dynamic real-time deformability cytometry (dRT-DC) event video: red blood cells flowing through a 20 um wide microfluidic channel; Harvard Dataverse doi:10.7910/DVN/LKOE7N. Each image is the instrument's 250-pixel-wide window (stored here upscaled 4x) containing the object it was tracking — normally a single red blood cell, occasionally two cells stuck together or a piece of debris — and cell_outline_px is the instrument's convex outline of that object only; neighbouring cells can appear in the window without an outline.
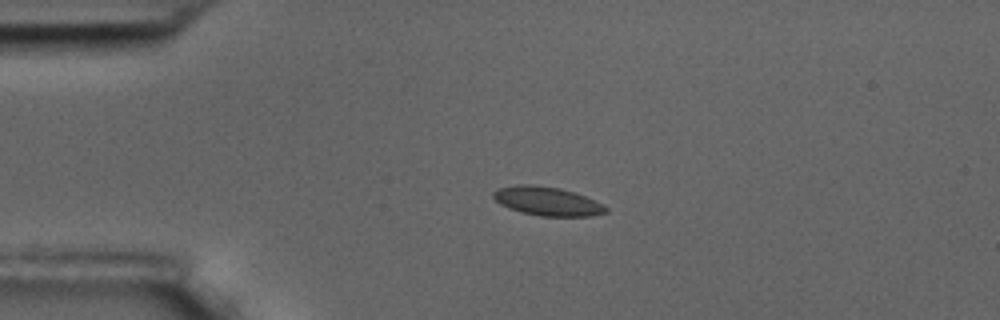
{"species": "common noctule bat (a hibernating species)", "species_latin": "Nyctalus noctula", "temperature_condition": "room temperature", "stored_images_in_passage": 3, "camera_frame_rate_fps": 3000, "um_per_image_px": 0.085, "animal": {"sex": "male", "body_mass_g": 17.5, "forearm_length_mm": 52.3}, "frame": {"image": 1, "passage_image": 1, "time_ms": 0.0, "image_size_px": [1000, 320], "cell_outline_px": [[608, 212], [592, 216], [540, 216], [520, 212], [508, 208], [500, 204], [492, 196], [492, 192], [496, 188], [516, 184], [532, 184], [560, 188], [576, 192], [604, 204], [608, 208]], "centroid_in_image_um": [46.51, 17.09], "position_along_channel_um": 38.5, "area_um2": 19.25}}
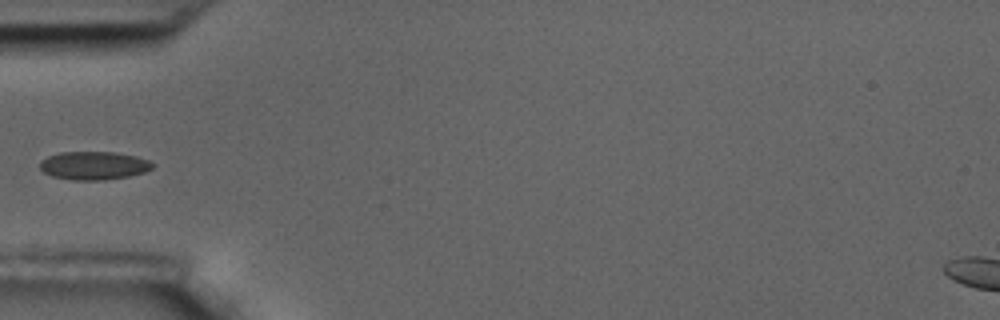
{"frame": {"image": 2, "passage_image": 3, "time_ms": 0.667, "image_size_px": [1000, 320], "cell_outline_px": [[156, 164], [152, 168], [144, 172], [128, 176], [104, 180], [72, 180], [52, 176], [44, 172], [40, 168], [40, 160], [48, 156], [60, 152], [112, 152], [136, 156], [148, 160]], "centroid_in_image_um": [7.97, 14.07], "position_along_channel_um": 77.0, "area_um2": 18.55}}